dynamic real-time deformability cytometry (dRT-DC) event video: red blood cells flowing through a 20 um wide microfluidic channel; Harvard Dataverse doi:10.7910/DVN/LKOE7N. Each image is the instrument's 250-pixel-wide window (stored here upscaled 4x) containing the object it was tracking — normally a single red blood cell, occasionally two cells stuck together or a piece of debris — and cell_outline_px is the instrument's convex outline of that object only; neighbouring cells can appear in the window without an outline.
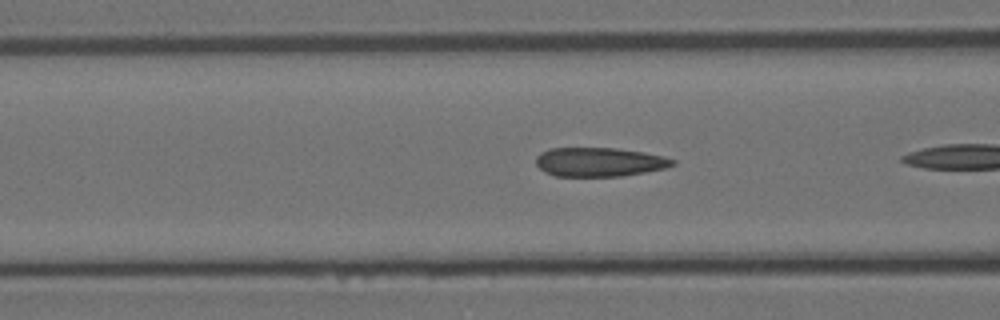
{"species": "Egyptian fruit bat (a non-hibernating species)", "species_latin": "Rousettus aegyptiacus", "temperature_condition": "room temperature", "stored_images_in_passage": 7, "camera_frame_rate_fps": 3000, "um_per_image_px": 0.085, "animal": {"sex": "female"}, "frame": {"image": 1, "passage_image": 5, "time_ms": 1.333, "image_size_px": [1000, 320], "cell_outline_px": [[676, 164], [664, 168], [644, 172], [620, 176], [556, 176], [540, 168], [536, 164], [536, 156], [540, 152], [548, 148], [616, 148], [644, 152], [664, 156], [676, 160]], "centroid_in_image_um": [50.95, 13.76], "position_along_channel_um": 115.6, "area_um2": 23.06}}